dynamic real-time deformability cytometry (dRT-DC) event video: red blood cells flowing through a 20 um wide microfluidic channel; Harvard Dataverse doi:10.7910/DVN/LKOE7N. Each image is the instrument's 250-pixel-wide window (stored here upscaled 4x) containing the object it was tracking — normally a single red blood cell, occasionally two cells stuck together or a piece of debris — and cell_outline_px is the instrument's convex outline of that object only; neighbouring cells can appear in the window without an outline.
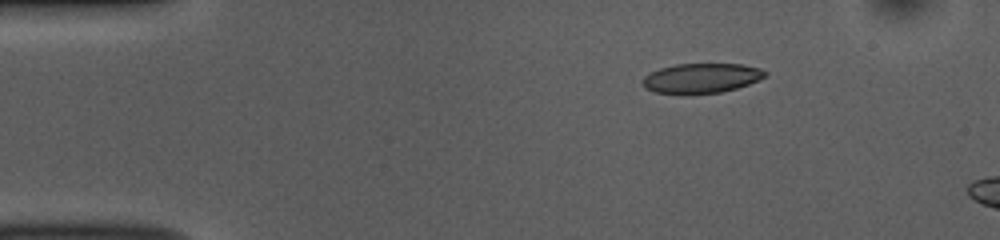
{"species": "common noctule bat (a hibernating species)", "species_latin": "Nyctalus noctula", "temperature_condition": "room temperature", "stored_images_in_passage": 44, "camera_frame_rate_fps": 3000, "um_per_image_px": 0.085, "animal": {"sex": "female", "body_mass_g": 10.0, "forearm_length_mm": 53.1}, "frame": {"image": 1, "passage_image": 1, "time_ms": 0.0, "image_size_px": [1000, 240], "cell_outline_px": [[768, 76], [748, 84], [736, 88], [720, 92], [688, 96], [656, 92], [644, 88], [644, 76], [660, 68], [676, 64], [744, 64], [760, 68], [768, 72]], "centroid_in_image_um": [59.64, 6.66], "position_along_channel_um": 25.4, "area_um2": 21.62}}
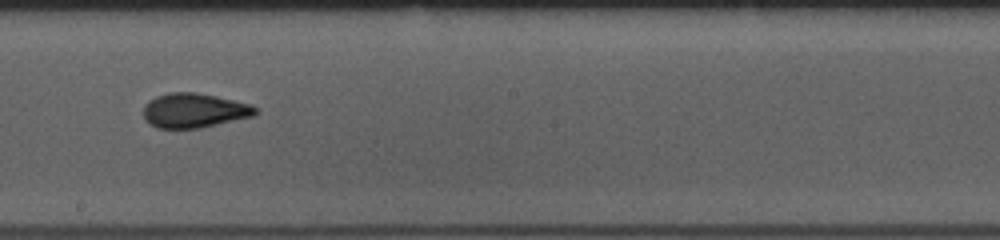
{"frame": {"image": 2, "passage_image": 22, "time_ms": 7.0, "image_size_px": [1000, 240], "cell_outline_px": [[260, 112], [252, 116], [200, 128], [156, 128], [148, 124], [144, 120], [144, 104], [156, 96], [168, 92], [196, 92], [216, 96], [252, 104]], "centroid_in_image_um": [16.48, 9.39], "position_along_channel_um": 231.7, "area_um2": 22.66}}
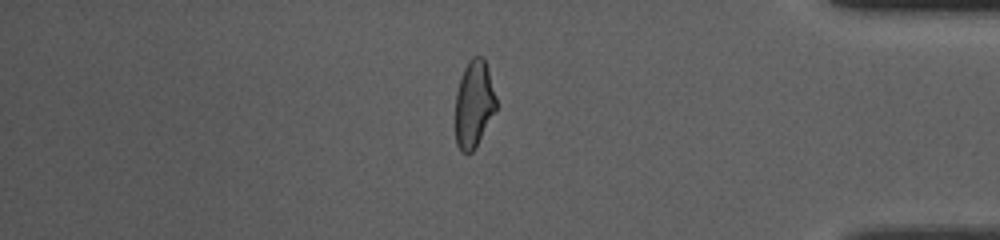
{"frame": {"image": 3, "passage_image": 37, "time_ms": 12.0, "image_size_px": [1000, 240], "cell_outline_px": [[496, 108], [476, 148], [472, 152], [460, 152], [456, 144], [456, 92], [464, 68], [468, 60], [472, 56], [484, 56], [488, 68], [496, 96]], "centroid_in_image_um": [40.28, 8.83], "position_along_channel_um": 394.9, "area_um2": 20.75}}